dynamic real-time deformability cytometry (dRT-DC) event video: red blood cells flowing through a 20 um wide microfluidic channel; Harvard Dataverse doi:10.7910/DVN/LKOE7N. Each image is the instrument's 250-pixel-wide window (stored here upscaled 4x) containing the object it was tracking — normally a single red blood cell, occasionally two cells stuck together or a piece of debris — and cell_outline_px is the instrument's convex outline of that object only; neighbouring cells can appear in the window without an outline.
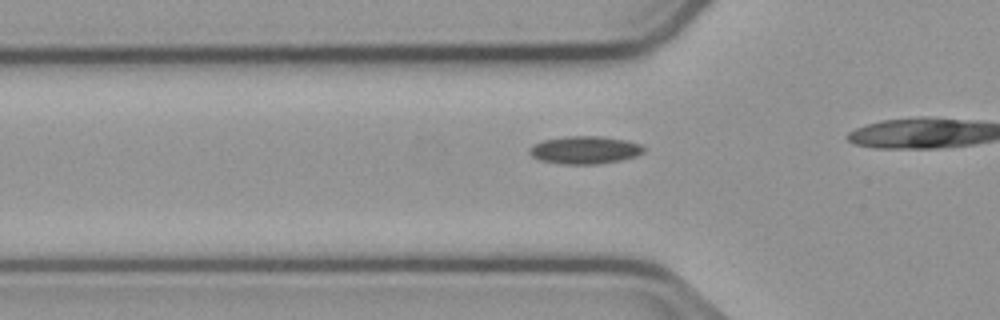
{"species": "common noctule bat (a hibernating species)", "species_latin": "Nyctalus noctula", "temperature_condition": "cold", "stored_images_in_passage": 8, "camera_frame_rate_fps": 3000, "um_per_image_px": 0.085, "animal": {"sex": "male", "body_mass_g": 23.1, "forearm_length_mm": 52.7}, "frame": {"image": 1, "passage_image": 2, "time_ms": 0.333, "image_size_px": [1000, 320], "cell_outline_px": [[644, 152], [636, 156], [620, 160], [600, 164], [560, 164], [540, 160], [532, 156], [528, 152], [528, 148], [532, 144], [544, 140], [564, 136], [600, 136], [624, 140], [640, 144], [644, 148]], "centroid_in_image_um": [49.67, 12.75], "position_along_channel_um": 76.1, "area_um2": 18.55}}
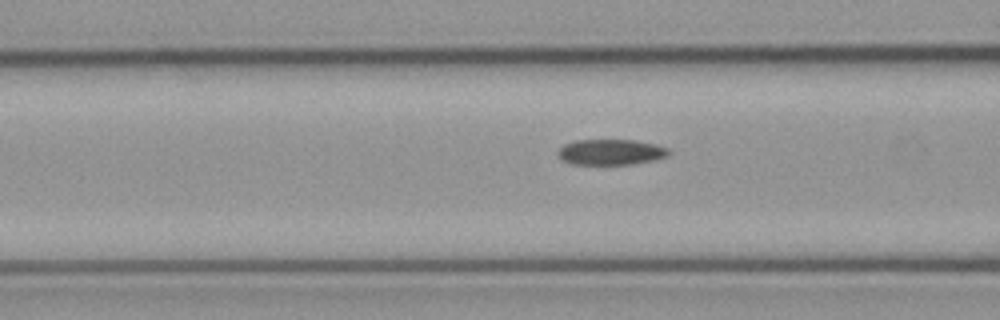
{"frame": {"image": 2, "passage_image": 5, "time_ms": 1.333, "image_size_px": [1000, 320], "cell_outline_px": [[672, 152], [668, 156], [652, 160], [632, 164], [572, 164], [564, 160], [556, 152], [564, 144], [576, 140], [636, 140], [656, 144], [668, 148]], "centroid_in_image_um": [51.96, 12.92], "position_along_channel_um": 114.6, "area_um2": 16.53}}